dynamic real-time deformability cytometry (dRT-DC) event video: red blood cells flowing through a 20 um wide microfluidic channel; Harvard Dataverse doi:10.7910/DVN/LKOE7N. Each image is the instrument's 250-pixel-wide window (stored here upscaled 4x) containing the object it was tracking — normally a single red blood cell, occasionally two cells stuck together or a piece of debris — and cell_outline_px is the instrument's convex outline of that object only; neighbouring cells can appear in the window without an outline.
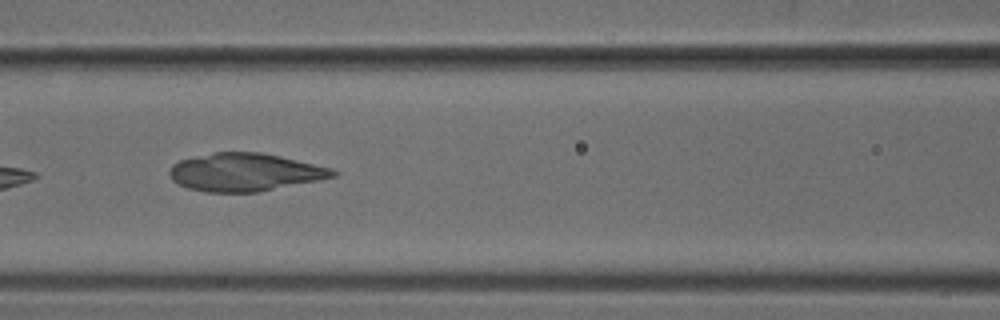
{"species": "common noctule bat (a hibernating species)", "species_latin": "Nyctalus noctula", "temperature_condition": "cold", "stored_images_in_passage": 38, "camera_frame_rate_fps": 3000, "um_per_image_px": 0.085, "animal": {"sex": "male", "body_mass_g": 18.8}, "frame": {"image": 1, "passage_image": 8, "time_ms": 2.333, "image_size_px": [1000, 320], "cell_outline_px": [[340, 172], [336, 176], [320, 180], [260, 192], [208, 192], [188, 188], [172, 180], [168, 172], [172, 164], [180, 160], [212, 152], [260, 152], [280, 156], [332, 168]], "centroid_in_image_um": [20.84, 14.64], "position_along_channel_um": 145.8, "area_um2": 36.24}}
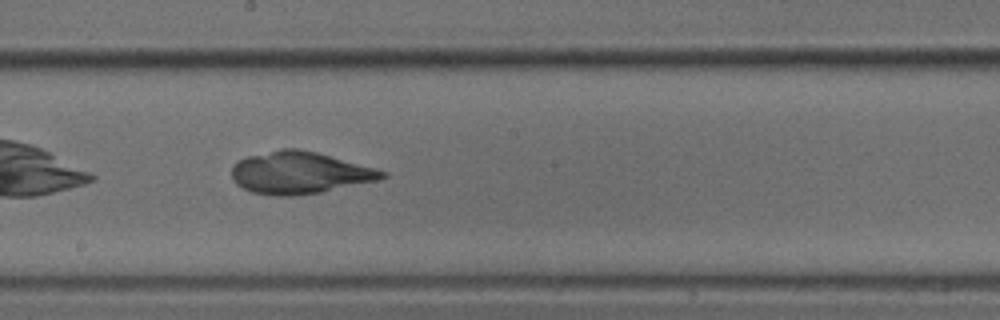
{"frame": {"image": 2, "passage_image": 14, "time_ms": 4.333, "image_size_px": [1000, 320], "cell_outline_px": [[388, 176], [376, 180], [320, 192], [292, 196], [276, 196], [252, 192], [236, 184], [232, 180], [232, 168], [240, 160], [248, 156], [280, 148], [296, 148], [316, 152], [376, 168], [388, 172]], "centroid_in_image_um": [25.46, 14.68], "position_along_channel_um": 222.7, "area_um2": 36.59}}
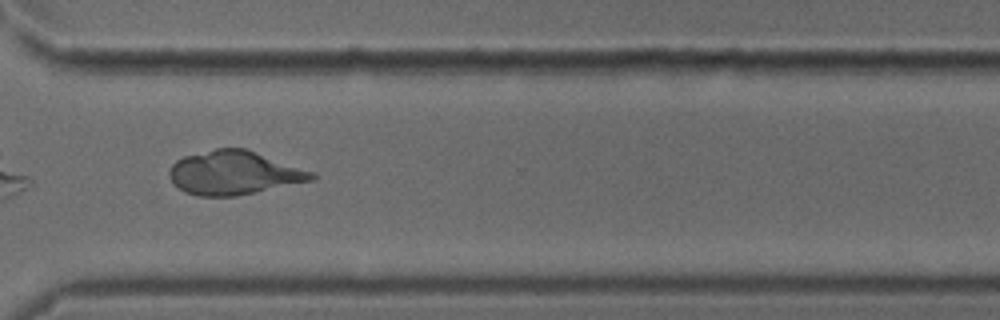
{"frame": {"image": 3, "passage_image": 24, "time_ms": 7.667, "image_size_px": [1000, 320], "cell_outline_px": [[316, 180], [236, 196], [200, 196], [184, 192], [168, 176], [168, 172], [172, 164], [176, 160], [184, 156], [216, 148], [244, 148], [316, 172]], "centroid_in_image_um": [19.93, 14.69], "position_along_channel_um": 350.7, "area_um2": 36.36}}